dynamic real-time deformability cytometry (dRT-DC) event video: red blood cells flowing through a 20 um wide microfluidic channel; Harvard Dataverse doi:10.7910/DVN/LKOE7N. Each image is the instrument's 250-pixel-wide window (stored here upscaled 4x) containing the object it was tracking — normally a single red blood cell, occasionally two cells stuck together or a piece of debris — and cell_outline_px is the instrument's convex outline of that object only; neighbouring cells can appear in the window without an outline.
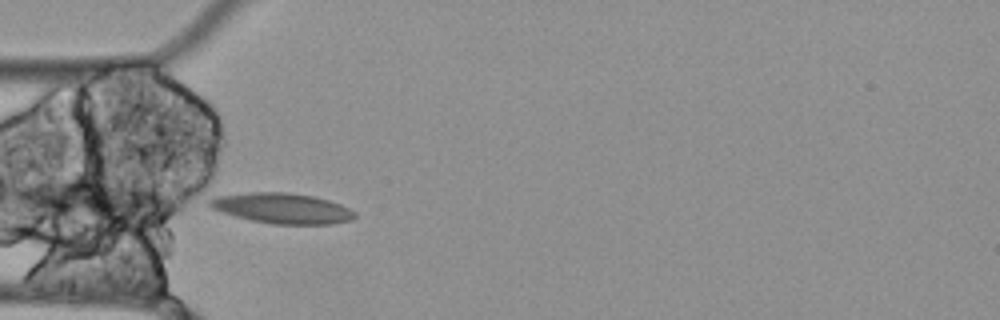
{"species": "Egyptian fruit bat (a non-hibernating species)", "species_latin": "Rousettus aegyptiacus", "temperature_condition": "cold", "stored_images_in_passage": 7, "camera_frame_rate_fps": 3000, "um_per_image_px": 0.085, "animal": {"sex": "female"}, "frame": {"image": 1, "passage_image": 4, "time_ms": 1.0, "image_size_px": [1000, 320], "cell_outline_px": [[356, 216], [352, 220], [332, 224], [276, 224], [252, 220], [236, 216], [212, 208], [208, 204], [208, 200], [216, 196], [252, 192], [288, 192], [312, 196], [328, 200], [340, 204], [356, 212]], "centroid_in_image_um": [24.02, 17.7], "position_along_channel_um": 61.0, "area_um2": 25.49}}
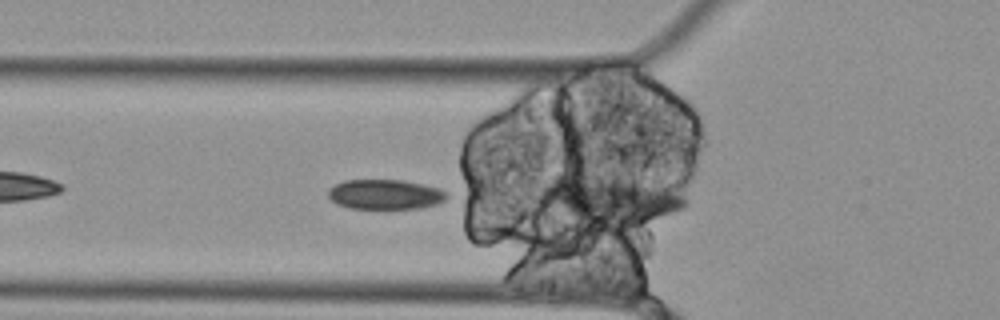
{"frame": {"image": 2, "passage_image": 5, "time_ms": 1.333, "image_size_px": [1000, 320], "cell_outline_px": [[448, 196], [440, 204], [420, 208], [348, 208], [336, 204], [328, 196], [328, 192], [336, 184], [344, 180], [404, 180], [440, 188], [448, 192]], "centroid_in_image_um": [32.79, 16.52], "position_along_channel_um": 93.0, "area_um2": 20.69}}